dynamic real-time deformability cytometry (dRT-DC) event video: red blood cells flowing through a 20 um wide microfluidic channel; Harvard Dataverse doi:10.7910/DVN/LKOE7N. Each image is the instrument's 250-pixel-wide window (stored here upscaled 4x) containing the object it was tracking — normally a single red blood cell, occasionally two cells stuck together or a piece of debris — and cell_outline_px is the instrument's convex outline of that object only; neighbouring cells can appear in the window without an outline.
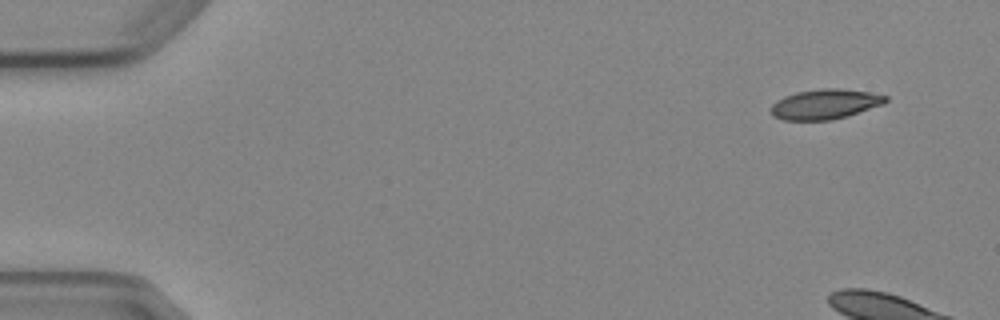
{"species": "Egyptian fruit bat (a non-hibernating species)", "species_latin": "Rousettus aegyptiacus", "temperature_condition": "cold", "stored_images_in_passage": 6, "camera_frame_rate_fps": 3000, "um_per_image_px": 0.085, "animal": {"sex": "female"}, "frame": {"image": 1, "passage_image": 1, "time_ms": 0.0, "image_size_px": [1000, 320], "cell_outline_px": [[888, 100], [884, 104], [848, 116], [832, 120], [784, 120], [772, 116], [772, 104], [776, 100], [784, 96], [796, 92], [824, 88], [840, 88], [872, 92], [888, 96]], "centroid_in_image_um": [70.16, 8.85], "position_along_channel_um": 14.8, "area_um2": 20.23}}